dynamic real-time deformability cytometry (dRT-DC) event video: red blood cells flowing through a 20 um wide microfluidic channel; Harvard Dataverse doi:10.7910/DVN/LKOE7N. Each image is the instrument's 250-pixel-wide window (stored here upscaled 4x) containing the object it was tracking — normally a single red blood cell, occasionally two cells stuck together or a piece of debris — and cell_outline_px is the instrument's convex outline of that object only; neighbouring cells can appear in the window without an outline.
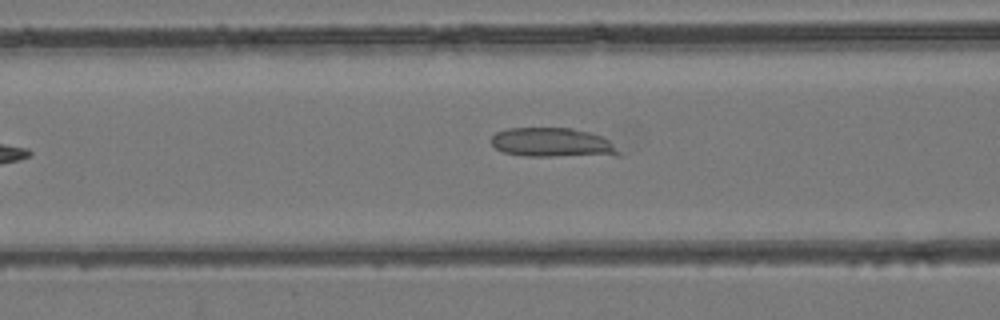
{"species": "common noctule bat (a hibernating species)", "species_latin": "Nyctalus noctula", "temperature_condition": "room temperature", "stored_images_in_passage": 36, "camera_frame_rate_fps": 3000, "um_per_image_px": 0.085, "animal": {"sex": "female", "body_mass_g": 24.6, "forearm_length_mm": 56.2}, "frame": {"image": 1, "passage_image": 10, "time_ms": 3.0, "image_size_px": [1000, 320], "cell_outline_px": [[620, 156], [524, 156], [504, 152], [496, 148], [492, 144], [492, 136], [496, 132], [508, 128], [572, 128], [604, 136], [620, 152]], "centroid_in_image_um": [46.99, 12.13], "position_along_channel_um": 119.6, "area_um2": 21.85}}
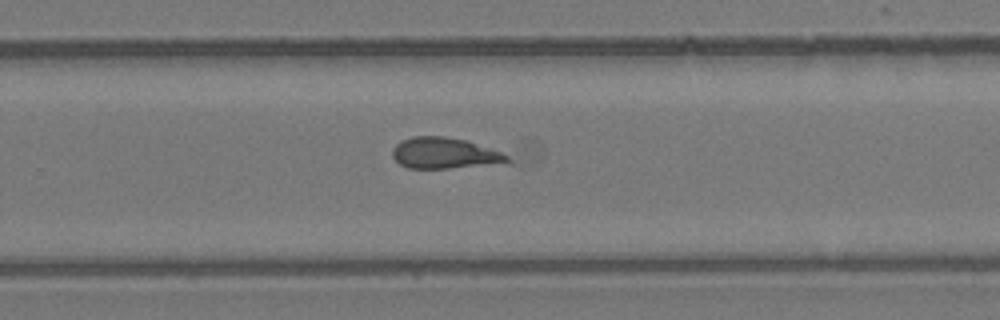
{"frame": {"image": 2, "passage_image": 22, "time_ms": 7.0, "image_size_px": [1000, 320], "cell_outline_px": [[512, 164], [448, 168], [408, 168], [400, 164], [392, 156], [392, 148], [400, 140], [412, 136], [444, 136], [468, 140], [500, 152], [508, 156], [512, 160]], "centroid_in_image_um": [37.84, 13.03], "position_along_channel_um": 292.0, "area_um2": 21.27}}
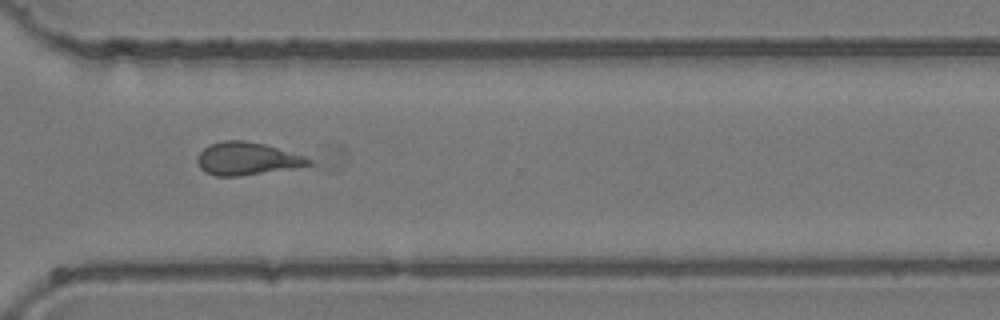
{"frame": {"image": 3, "passage_image": 26, "time_ms": 8.333, "image_size_px": [1000, 320], "cell_outline_px": [[316, 164], [292, 168], [240, 176], [216, 176], [204, 172], [200, 168], [196, 160], [200, 152], [208, 144], [224, 140], [244, 140], [264, 144], [304, 156], [312, 160]], "centroid_in_image_um": [20.97, 13.49], "position_along_channel_um": 349.6, "area_um2": 21.27}}